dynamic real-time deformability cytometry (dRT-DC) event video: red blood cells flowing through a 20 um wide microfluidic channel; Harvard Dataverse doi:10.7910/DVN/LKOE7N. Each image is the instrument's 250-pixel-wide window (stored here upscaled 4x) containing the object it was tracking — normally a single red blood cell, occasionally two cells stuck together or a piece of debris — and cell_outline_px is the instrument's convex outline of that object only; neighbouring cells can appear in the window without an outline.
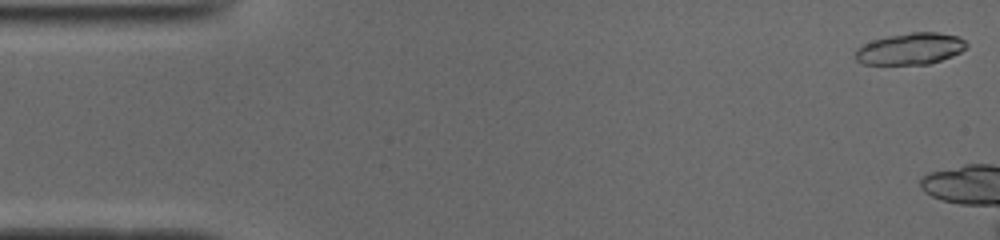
{"species": "common noctule bat (a hibernating species)", "species_latin": "Nyctalus noctula", "temperature_condition": "cold", "stored_images_in_passage": 12, "camera_frame_rate_fps": 3000, "um_per_image_px": 0.085, "animal": {"sex": "male", "body_mass_g": 19.0, "forearm_length_mm": 50.8}, "frame": {"image": 1, "passage_image": 1, "time_ms": 0.0, "image_size_px": [1000, 240], "cell_outline_px": [[968, 44], [960, 52], [952, 56], [928, 64], [864, 64], [856, 60], [856, 48], [872, 40], [888, 36], [912, 32], [936, 32], [956, 36], [964, 40]], "centroid_in_image_um": [77.36, 4.14], "position_along_channel_um": 7.6, "area_um2": 20.23}}